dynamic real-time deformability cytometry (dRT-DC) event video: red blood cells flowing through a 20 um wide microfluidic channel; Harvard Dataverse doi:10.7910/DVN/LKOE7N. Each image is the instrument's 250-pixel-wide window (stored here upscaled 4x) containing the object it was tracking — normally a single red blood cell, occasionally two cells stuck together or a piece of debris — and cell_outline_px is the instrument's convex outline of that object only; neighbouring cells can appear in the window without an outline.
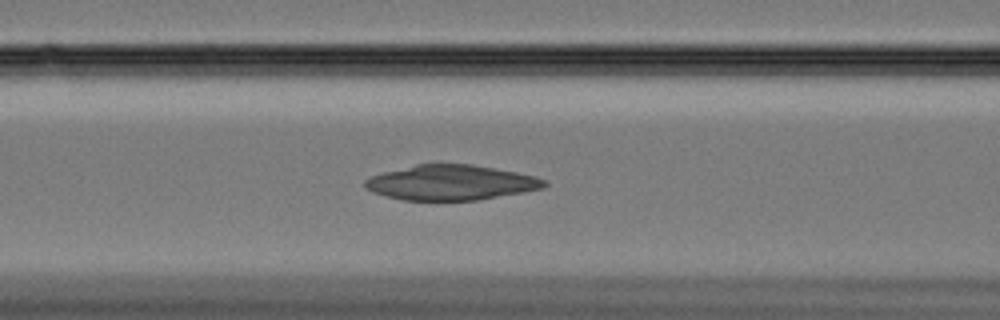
{"species": "Egyptian fruit bat (a non-hibernating species)", "species_latin": "Rousettus aegyptiacus", "temperature_condition": "cold", "stored_images_in_passage": 60, "camera_frame_rate_fps": 3000, "um_per_image_px": 0.085, "animal": {"sex": "female"}, "frame": {"image": 1, "passage_image": 24, "time_ms": 7.667, "image_size_px": [1000, 320], "cell_outline_px": [[548, 184], [544, 188], [524, 192], [476, 200], [404, 200], [372, 192], [364, 188], [364, 180], [372, 176], [384, 172], [416, 164], [472, 164], [516, 172], [536, 176], [544, 180]], "centroid_in_image_um": [38.34, 15.52], "position_along_channel_um": 128.3, "area_um2": 36.47}}
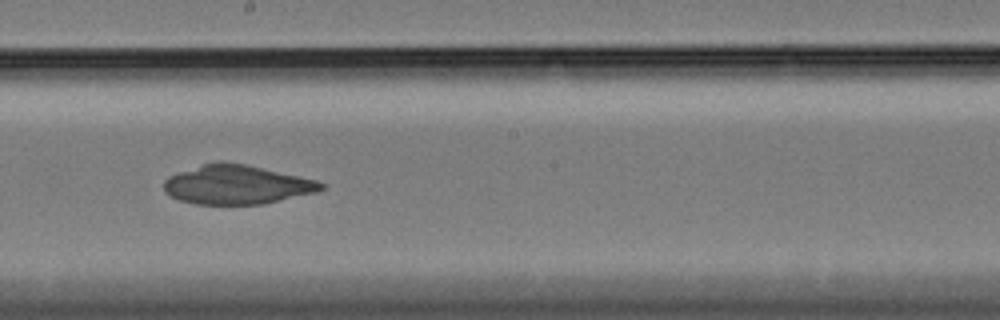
{"frame": {"image": 2, "passage_image": 33, "time_ms": 10.667, "image_size_px": [1000, 320], "cell_outline_px": [[324, 188], [316, 192], [264, 204], [196, 204], [180, 200], [164, 192], [164, 180], [168, 176], [216, 160], [224, 160], [248, 164], [316, 180], [324, 184]], "centroid_in_image_um": [20.12, 15.68], "position_along_channel_um": 228.1, "area_um2": 35.84}}
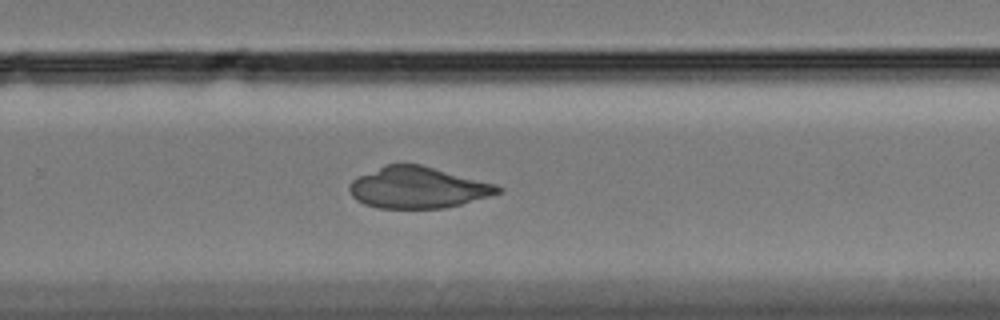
{"frame": {"image": 3, "passage_image": 39, "time_ms": 12.667, "image_size_px": [1000, 320], "cell_outline_px": [[504, 188], [500, 192], [488, 196], [460, 204], [444, 208], [380, 208], [364, 204], [356, 200], [352, 196], [348, 188], [352, 180], [384, 164], [420, 164], [496, 184]], "centroid_in_image_um": [35.5, 15.94], "position_along_channel_um": 294.3, "area_um2": 35.49}}